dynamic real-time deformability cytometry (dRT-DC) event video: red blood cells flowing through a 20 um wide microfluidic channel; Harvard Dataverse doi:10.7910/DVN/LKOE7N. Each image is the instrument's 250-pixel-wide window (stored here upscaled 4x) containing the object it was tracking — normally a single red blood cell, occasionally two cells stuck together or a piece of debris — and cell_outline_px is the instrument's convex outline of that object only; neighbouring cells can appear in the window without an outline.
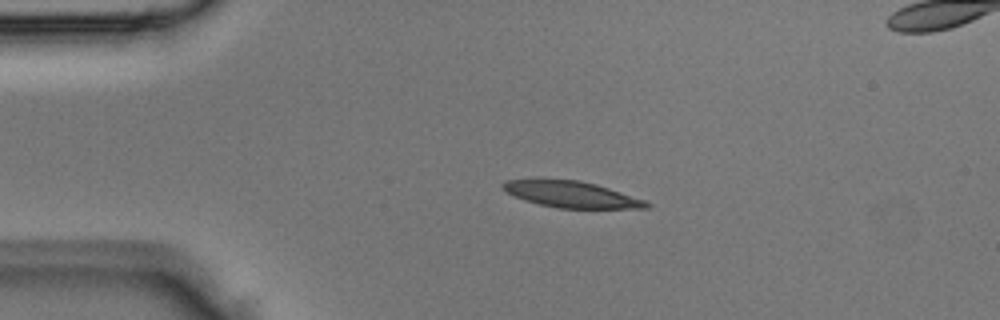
{"species": "Egyptian fruit bat (a non-hibernating species)", "species_latin": "Rousettus aegyptiacus", "temperature_condition": "room temperature", "stored_images_in_passage": 3, "segment_of_instrument_passage": [1, 2], "camera_frame_rate_fps": 3000, "um_per_image_px": 0.085, "animal": {"sex": "male"}, "frame": {"image": 1, "passage_image": 1, "time_ms": 0.0, "image_size_px": [1000, 320], "cell_outline_px": [[652, 204], [648, 208], [560, 208], [540, 204], [524, 200], [508, 192], [500, 184], [508, 180], [580, 180], [596, 184], [644, 200]], "centroid_in_image_um": [48.61, 16.53], "position_along_channel_um": 36.4, "area_um2": 21.39}}